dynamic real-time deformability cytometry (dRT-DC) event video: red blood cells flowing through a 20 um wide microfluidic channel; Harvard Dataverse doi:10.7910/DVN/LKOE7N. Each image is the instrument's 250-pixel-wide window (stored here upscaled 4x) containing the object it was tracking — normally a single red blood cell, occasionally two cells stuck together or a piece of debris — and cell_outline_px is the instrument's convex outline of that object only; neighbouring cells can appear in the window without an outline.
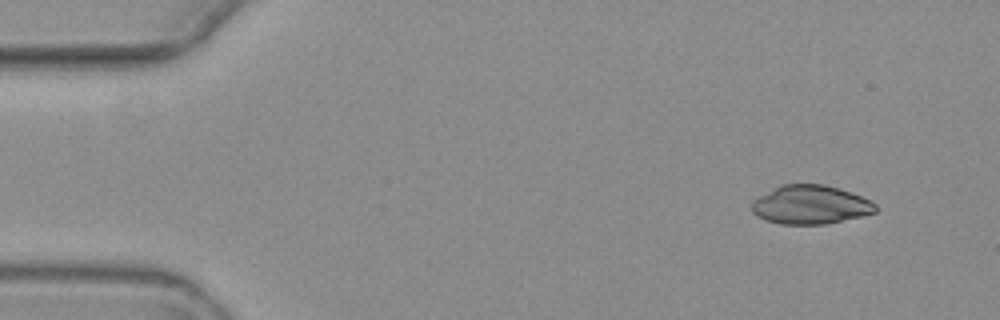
{"species": "common noctule bat (a hibernating species)", "species_latin": "Nyctalus noctula", "temperature_condition": "warm", "stored_images_in_passage": 4, "camera_frame_rate_fps": 3000, "um_per_image_px": 0.085, "animal": {"sex": "female", "body_mass_g": 19.3, "forearm_length_mm": 54.1}, "frame": {"image": 1, "passage_image": 1, "time_ms": 0.0, "image_size_px": [1000, 320], "cell_outline_px": [[876, 212], [860, 216], [824, 224], [780, 224], [764, 220], [756, 216], [752, 212], [752, 200], [780, 184], [824, 184], [852, 192], [872, 200], [876, 204]], "centroid_in_image_um": [68.87, 17.39], "position_along_channel_um": 16.1, "area_um2": 28.09}}
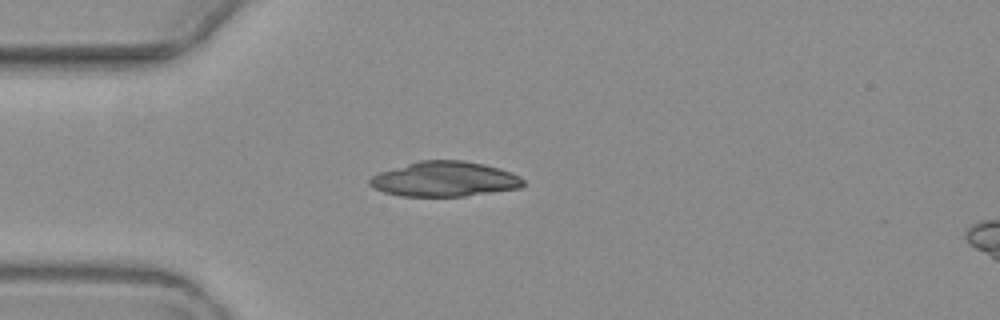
{"frame": {"image": 2, "passage_image": 3, "time_ms": 3.333, "image_size_px": [1000, 320], "cell_outline_px": [[524, 184], [520, 188], [464, 196], [400, 196], [384, 192], [368, 184], [368, 180], [372, 176], [380, 172], [420, 160], [464, 160], [484, 164], [500, 168], [512, 172], [520, 176], [524, 180]], "centroid_in_image_um": [37.81, 15.22], "position_along_channel_um": 47.2, "area_um2": 31.27}}